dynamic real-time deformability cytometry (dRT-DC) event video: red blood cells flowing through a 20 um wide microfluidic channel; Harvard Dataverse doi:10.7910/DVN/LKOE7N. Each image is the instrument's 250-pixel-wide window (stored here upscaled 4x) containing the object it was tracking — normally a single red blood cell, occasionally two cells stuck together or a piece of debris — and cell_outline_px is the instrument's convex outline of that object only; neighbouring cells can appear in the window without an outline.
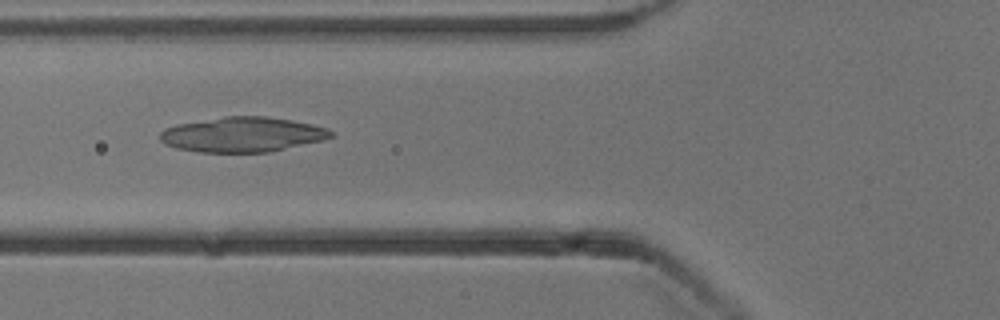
{"species": "common noctule bat (a hibernating species)", "species_latin": "Nyctalus noctula", "temperature_condition": "cold", "stored_images_in_passage": 53, "camera_frame_rate_fps": 3000, "um_per_image_px": 0.085, "animal": {"sex": "male", "body_mass_g": 13.3}, "frame": {"image": 1, "passage_image": 20, "time_ms": 6.333, "image_size_px": [1000, 320], "cell_outline_px": [[336, 136], [324, 140], [268, 152], [196, 152], [176, 148], [164, 144], [160, 140], [160, 132], [164, 128], [176, 124], [224, 116], [268, 116], [292, 120], [312, 124], [328, 128]], "centroid_in_image_um": [20.61, 11.43], "position_along_channel_um": 105.2, "area_um2": 35.08}}
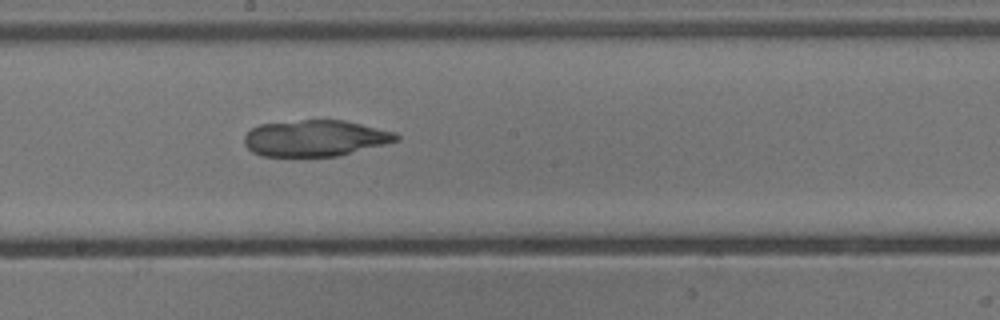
{"frame": {"image": 2, "passage_image": 29, "time_ms": 9.333, "image_size_px": [1000, 320], "cell_outline_px": [[400, 140], [336, 156], [264, 156], [252, 152], [244, 144], [244, 136], [252, 128], [260, 124], [300, 120], [344, 120], [396, 132], [400, 136]], "centroid_in_image_um": [26.79, 11.74], "position_along_channel_um": 221.4, "area_um2": 31.96}}
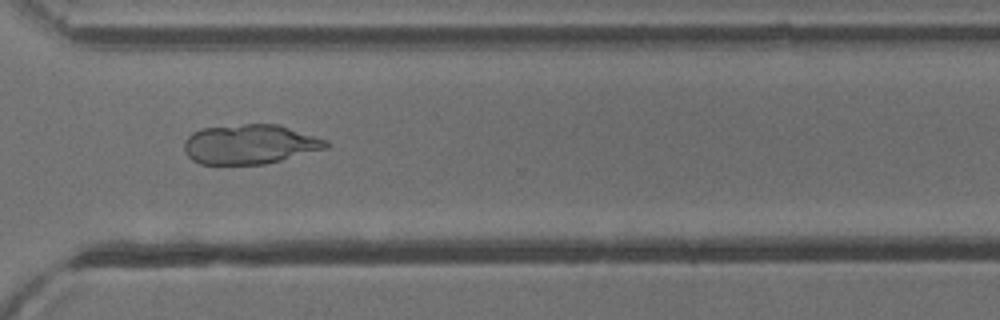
{"frame": {"image": 3, "passage_image": 39, "time_ms": 12.667, "image_size_px": [1000, 320], "cell_outline_px": [[332, 144], [328, 148], [264, 164], [200, 164], [192, 160], [184, 152], [184, 140], [192, 132], [200, 128], [244, 124], [280, 124], [328, 140]], "centroid_in_image_um": [21.24, 12.25], "position_along_channel_um": 349.4, "area_um2": 33.0}}